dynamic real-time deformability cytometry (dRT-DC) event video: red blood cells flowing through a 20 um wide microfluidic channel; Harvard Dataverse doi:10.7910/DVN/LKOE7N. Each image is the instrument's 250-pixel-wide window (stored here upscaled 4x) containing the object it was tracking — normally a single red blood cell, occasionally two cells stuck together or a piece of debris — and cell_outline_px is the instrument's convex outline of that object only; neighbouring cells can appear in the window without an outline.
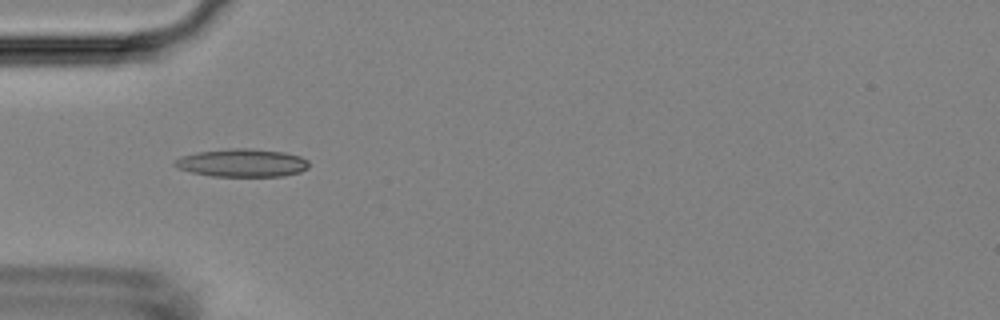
{"species": "Egyptian fruit bat (a non-hibernating species)", "species_latin": "Rousettus aegyptiacus", "temperature_condition": "room temperature", "stored_images_in_passage": 4, "camera_frame_rate_fps": 3000, "um_per_image_px": 0.085, "animal": {"sex": "female"}, "frame": {"image": 1, "passage_image": 2, "time_ms": 0.333, "image_size_px": [1000, 320], "cell_outline_px": [[308, 168], [300, 172], [284, 176], [212, 176], [192, 172], [176, 168], [172, 164], [172, 160], [180, 156], [196, 152], [232, 148], [248, 148], [284, 152], [300, 156], [308, 160]], "centroid_in_image_um": [20.54, 13.84], "position_along_channel_um": 64.5, "area_um2": 22.08}}
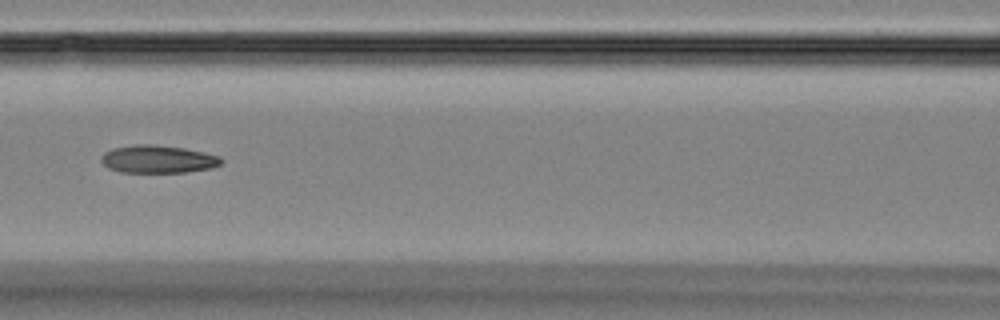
{"frame": {"image": 2, "passage_image": 4, "time_ms": 1.0, "image_size_px": [1000, 320], "cell_outline_px": [[224, 160], [220, 164], [212, 168], [184, 172], [120, 172], [108, 168], [100, 160], [100, 156], [104, 152], [112, 148], [136, 144], [156, 144], [184, 148], [204, 152], [220, 156]], "centroid_in_image_um": [13.41, 13.52], "position_along_channel_um": 153.2, "area_um2": 19.59}}